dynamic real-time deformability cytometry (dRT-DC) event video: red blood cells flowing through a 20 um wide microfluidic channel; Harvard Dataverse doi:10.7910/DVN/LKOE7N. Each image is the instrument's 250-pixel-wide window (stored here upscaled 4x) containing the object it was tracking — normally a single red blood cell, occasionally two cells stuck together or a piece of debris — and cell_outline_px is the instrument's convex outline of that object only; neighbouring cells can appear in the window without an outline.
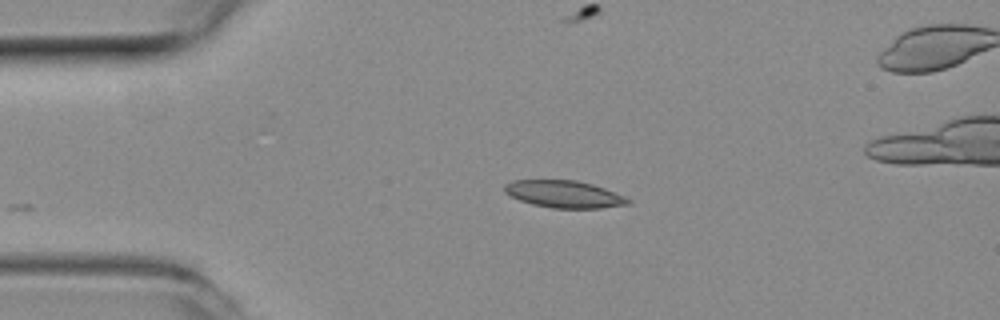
{"species": "common noctule bat (a hibernating species)", "species_latin": "Nyctalus noctula", "temperature_condition": "room temperature", "stored_images_in_passage": 29, "camera_frame_rate_fps": 3000, "um_per_image_px": 0.085, "animal": {"sex": "female", "body_mass_g": 19.3, "forearm_length_mm": 54.1}, "frame": {"image": 1, "passage_image": 1, "time_ms": 0.0, "image_size_px": [1000, 320], "cell_outline_px": [[632, 204], [600, 208], [552, 208], [532, 204], [520, 200], [504, 192], [504, 184], [512, 180], [576, 180], [592, 184], [604, 188], [624, 196], [632, 200]], "centroid_in_image_um": [47.97, 16.5], "position_along_channel_um": 37.0, "area_um2": 19.59}}
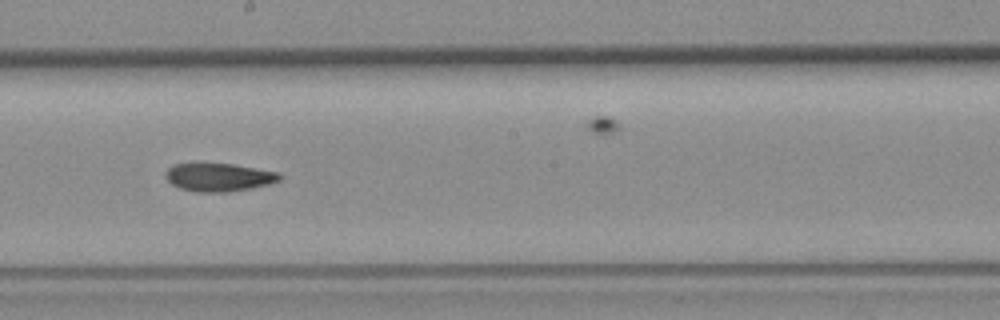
{"frame": {"image": 2, "passage_image": 18, "time_ms": 5.667, "image_size_px": [1000, 320], "cell_outline_px": [[284, 176], [280, 180], [268, 184], [252, 188], [228, 192], [196, 192], [180, 188], [172, 184], [164, 176], [164, 172], [168, 168], [176, 164], [232, 164], [280, 172]], "centroid_in_image_um": [18.63, 15.07], "position_along_channel_um": 229.6, "area_um2": 18.73}}
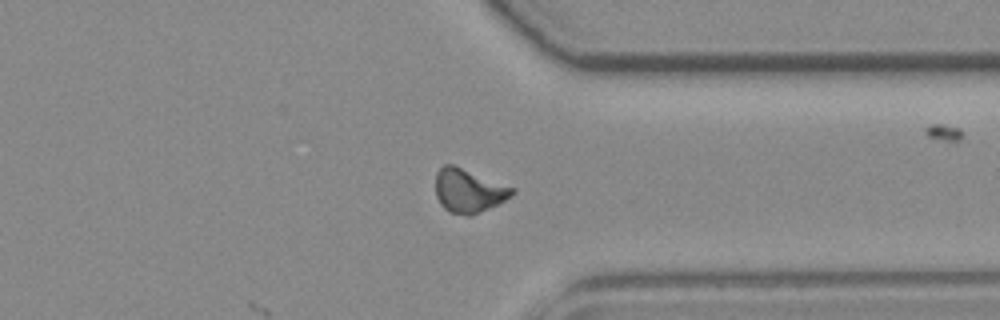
{"frame": {"image": 3, "passage_image": 29, "time_ms": 9.333, "image_size_px": [1000, 320], "cell_outline_px": [[516, 192], [512, 196], [472, 216], [468, 216], [448, 212], [440, 204], [436, 196], [436, 172], [444, 164], [452, 164], [516, 188]], "centroid_in_image_um": [39.83, 16.21], "position_along_channel_um": 371.6, "area_um2": 19.54}, "authors_computed_cell_mechanics": {"area_um2": 19.3052, "velocity_mm_per_s": 3.9529, "shape_relaxation_time_tau1_ms": null, "shape_relaxation_time_tau2_ms": 8.4228, "deformation_change_tau1": null, "deformation_change_tau2": 0.1627}}